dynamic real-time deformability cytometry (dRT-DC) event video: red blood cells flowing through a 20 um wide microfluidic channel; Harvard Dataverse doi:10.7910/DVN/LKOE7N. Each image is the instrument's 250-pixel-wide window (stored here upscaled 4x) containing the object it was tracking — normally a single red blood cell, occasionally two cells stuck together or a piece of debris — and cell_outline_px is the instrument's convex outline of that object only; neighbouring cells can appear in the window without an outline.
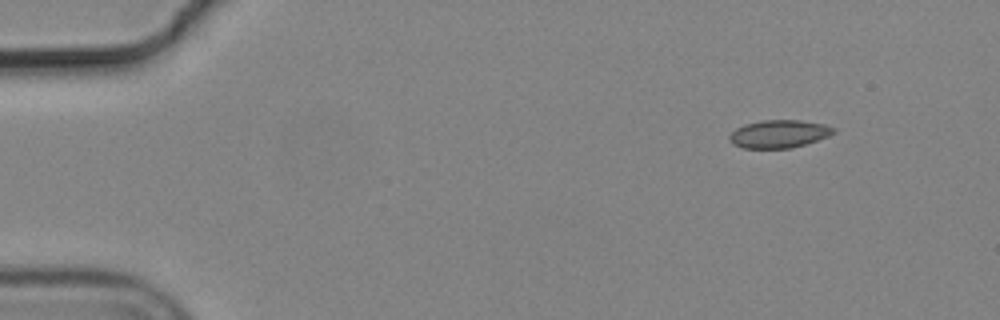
{"species": "common noctule bat (a hibernating species)", "species_latin": "Nyctalus noctula", "temperature_condition": "cold", "stored_images_in_passage": 4, "camera_frame_rate_fps": 3000, "um_per_image_px": 0.085, "animal": {"sex": "male", "body_mass_g": 19.2, "forearm_length_mm": 51.8}, "frame": {"image": 1, "passage_image": 1, "time_ms": 0.0, "image_size_px": [1000, 320], "cell_outline_px": [[836, 132], [828, 136], [792, 148], [744, 148], [732, 144], [728, 140], [728, 136], [736, 128], [744, 124], [760, 120], [800, 120], [824, 124], [836, 128]], "centroid_in_image_um": [66.19, 11.37], "position_along_channel_um": 18.8, "area_um2": 16.99}}
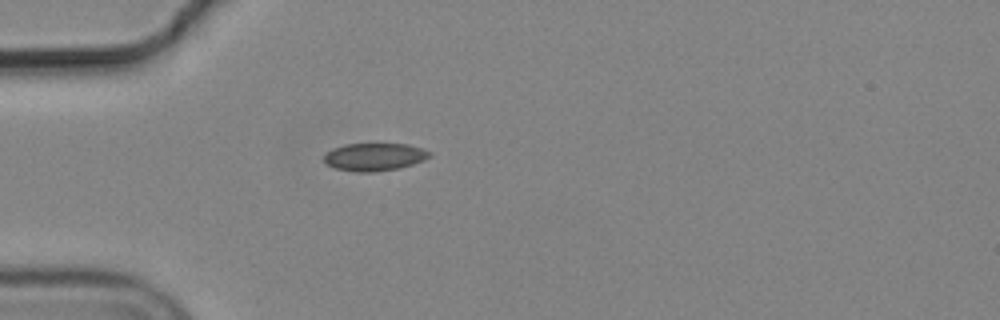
{"frame": {"image": 2, "passage_image": 4, "time_ms": 1.0, "image_size_px": [1000, 320], "cell_outline_px": [[432, 156], [424, 160], [400, 168], [372, 172], [356, 172], [336, 168], [328, 164], [324, 160], [324, 156], [332, 148], [344, 144], [408, 144], [432, 152]], "centroid_in_image_um": [31.85, 13.33], "position_along_channel_um": 53.1, "area_um2": 16.99}}